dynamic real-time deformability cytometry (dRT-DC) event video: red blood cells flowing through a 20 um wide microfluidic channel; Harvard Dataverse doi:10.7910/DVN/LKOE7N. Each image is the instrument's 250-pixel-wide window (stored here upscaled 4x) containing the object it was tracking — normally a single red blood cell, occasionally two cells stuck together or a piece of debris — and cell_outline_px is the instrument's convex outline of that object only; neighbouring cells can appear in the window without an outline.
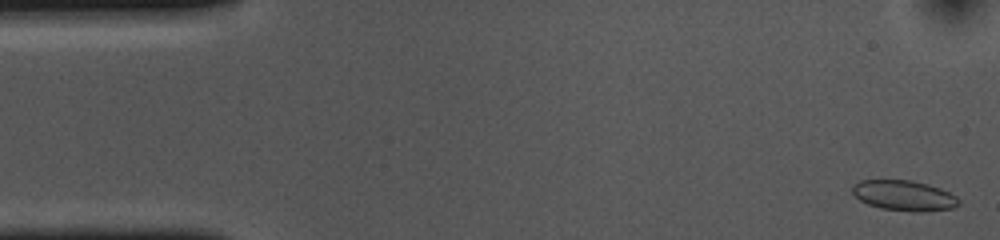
{"species": "common noctule bat (a hibernating species)", "species_latin": "Nyctalus noctula", "temperature_condition": "cold", "stored_images_in_passage": 51, "camera_frame_rate_fps": 3000, "um_per_image_px": 0.085, "animal": {"sex": "female", "body_mass_g": 10.0, "forearm_length_mm": 53.1}, "frame": {"image": 1, "passage_image": 2, "time_ms": 0.333, "image_size_px": [1000, 240], "cell_outline_px": [[960, 204], [952, 208], [880, 208], [868, 204], [860, 200], [852, 192], [852, 184], [860, 180], [912, 180], [928, 184], [940, 188], [956, 196], [960, 200]], "centroid_in_image_um": [76.77, 16.54], "position_along_channel_um": 8.2, "area_um2": 17.74}}
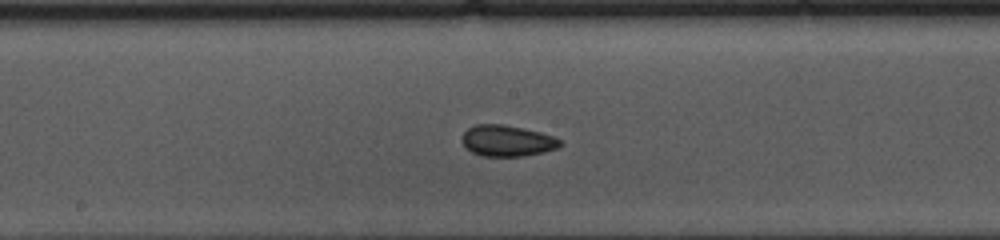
{"frame": {"image": 2, "passage_image": 27, "time_ms": 8.667, "image_size_px": [1000, 240], "cell_outline_px": [[564, 144], [560, 148], [544, 152], [524, 156], [484, 156], [472, 152], [464, 148], [460, 140], [464, 132], [468, 128], [476, 124], [504, 124], [540, 132], [556, 136]], "centroid_in_image_um": [43.12, 11.97], "position_along_channel_um": 205.1, "area_um2": 18.15}}
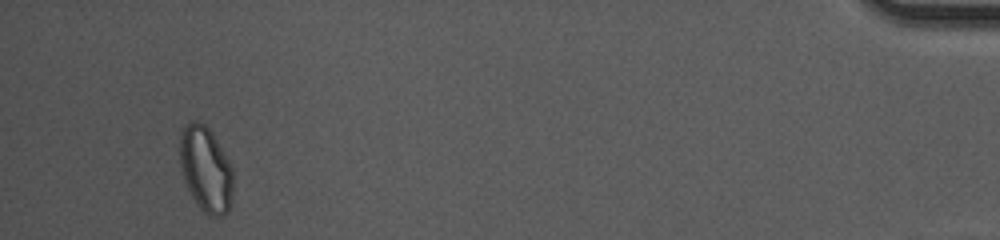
{"frame": {"image": 3, "passage_image": 51, "time_ms": 16.667, "image_size_px": [1000, 240], "cell_outline_px": [[232, 204], [228, 212], [220, 216], [208, 216], [200, 208], [192, 196], [188, 188], [184, 176], [180, 160], [180, 132], [184, 124], [192, 120], [196, 120], [204, 124], [212, 132], [228, 160], [232, 168]], "centroid_in_image_um": [17.5, 14.37], "position_along_channel_um": 417.7, "area_um2": 26.41}, "authors_computed_cell_mechanics": {"area_um2": 18.207, "velocity_mm_per_s": 3.6563, "shape_relaxation_time_tau1_ms": 4.0412, "shape_relaxation_time_tau2_ms": 2.7128, "deformation_change_tau1": 0.0768, "deformation_change_tau2": 0.0571}}